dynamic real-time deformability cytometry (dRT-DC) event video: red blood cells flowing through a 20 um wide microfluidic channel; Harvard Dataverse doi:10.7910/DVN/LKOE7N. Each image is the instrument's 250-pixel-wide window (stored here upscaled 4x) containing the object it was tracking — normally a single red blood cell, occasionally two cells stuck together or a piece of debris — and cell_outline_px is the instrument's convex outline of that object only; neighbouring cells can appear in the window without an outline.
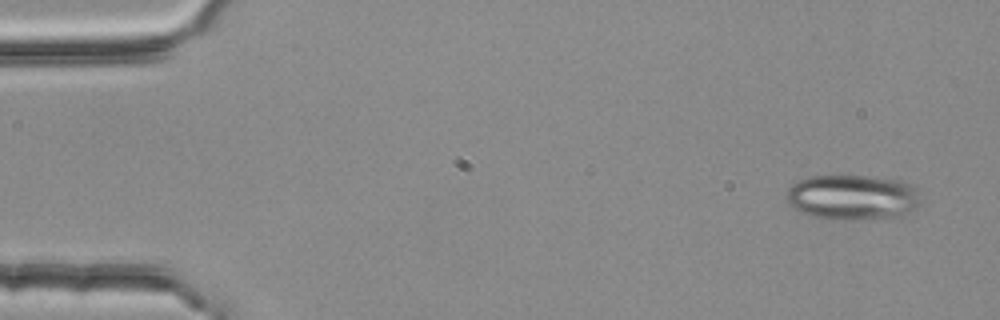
{"species": "common noctule bat (a hibernating species)", "species_latin": "Nyctalus noctula", "temperature_condition": "room temperature", "stored_images_in_passage": 3, "camera_frame_rate_fps": 3000, "um_per_image_px": 0.085, "animal": {"sex": "female", "body_mass_g": 25.1}, "frame": {"image": 1, "passage_image": 1, "time_ms": 0.0, "image_size_px": [1000, 320], "cell_outline_px": [[916, 208], [904, 216], [852, 220], [828, 220], [800, 212], [792, 208], [788, 204], [784, 196], [784, 192], [796, 180], [808, 176], [868, 176], [900, 180], [912, 184], [916, 188]], "centroid_in_image_um": [72.37, 16.77], "position_along_channel_um": 12.6, "area_um2": 35.84}}